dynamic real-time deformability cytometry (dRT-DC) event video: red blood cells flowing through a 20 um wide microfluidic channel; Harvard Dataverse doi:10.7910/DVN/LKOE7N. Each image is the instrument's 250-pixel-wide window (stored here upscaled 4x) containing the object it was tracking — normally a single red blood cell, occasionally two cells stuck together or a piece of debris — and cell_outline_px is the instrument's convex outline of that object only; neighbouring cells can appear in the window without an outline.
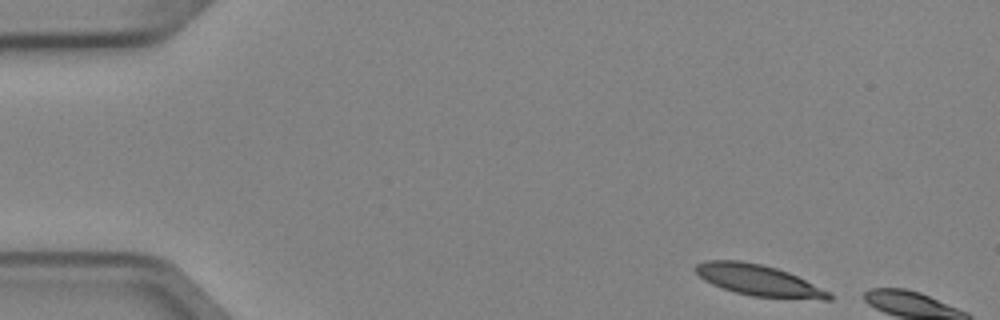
{"species": "Egyptian fruit bat (a non-hibernating species)", "species_latin": "Rousettus aegyptiacus", "temperature_condition": "cold", "stored_images_in_passage": 3, "camera_frame_rate_fps": 3000, "um_per_image_px": 0.085, "animal": {"sex": "female"}, "frame": {"image": 1, "passage_image": 1, "time_ms": 0.0, "image_size_px": [1000, 320], "cell_outline_px": [[832, 300], [824, 300], [752, 296], [736, 292], [712, 284], [704, 280], [692, 268], [696, 264], [704, 260], [740, 260], [760, 264], [776, 268], [788, 272], [832, 292]], "centroid_in_image_um": [64.5, 23.82], "position_along_channel_um": 20.5, "area_um2": 24.22}}